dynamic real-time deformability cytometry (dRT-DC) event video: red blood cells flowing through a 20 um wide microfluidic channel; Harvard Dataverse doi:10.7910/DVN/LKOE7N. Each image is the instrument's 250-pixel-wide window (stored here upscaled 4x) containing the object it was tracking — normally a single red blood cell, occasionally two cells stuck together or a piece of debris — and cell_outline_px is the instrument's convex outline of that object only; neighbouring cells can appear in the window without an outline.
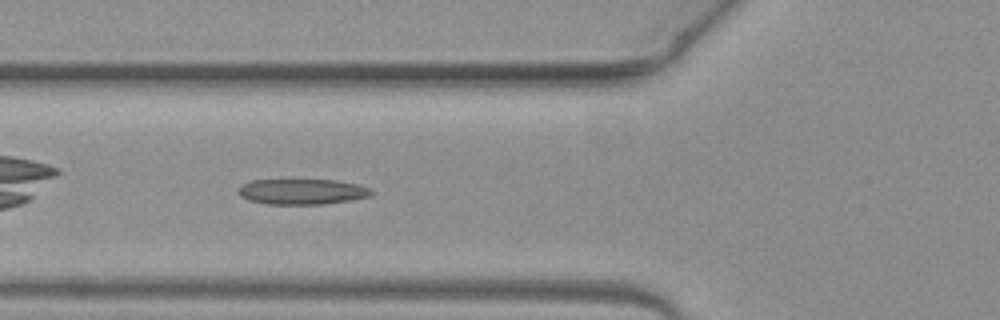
{"species": "common noctule bat (a hibernating species)", "species_latin": "Nyctalus noctula", "temperature_condition": "warm", "stored_images_in_passage": 34, "camera_frame_rate_fps": 3000, "um_per_image_px": 0.085, "animal": {"sex": "female", "body_mass_g": 19.3, "forearm_length_mm": 54.1}, "frame": {"image": 1, "passage_image": 5, "time_ms": 1.333, "image_size_px": [1000, 320], "cell_outline_px": [[372, 196], [352, 200], [320, 204], [264, 204], [248, 200], [240, 196], [236, 192], [236, 188], [240, 184], [252, 180], [336, 180], [356, 184], [368, 188], [372, 192]], "centroid_in_image_um": [25.59, 16.29], "position_along_channel_um": 100.2, "area_um2": 19.94}}
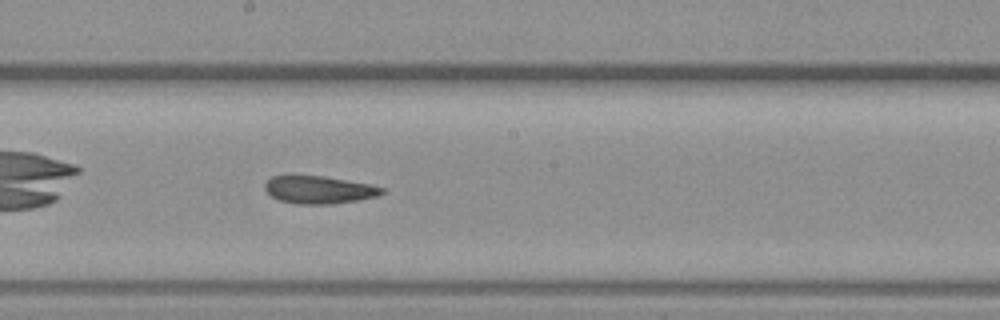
{"frame": {"image": 2, "passage_image": 14, "time_ms": 4.333, "image_size_px": [1000, 320], "cell_outline_px": [[384, 192], [376, 196], [356, 200], [332, 204], [300, 204], [280, 200], [272, 196], [264, 188], [264, 184], [272, 176], [292, 172], [324, 176], [368, 184], [384, 188]], "centroid_in_image_um": [27.02, 16.08], "position_along_channel_um": 221.2, "area_um2": 19.25}}
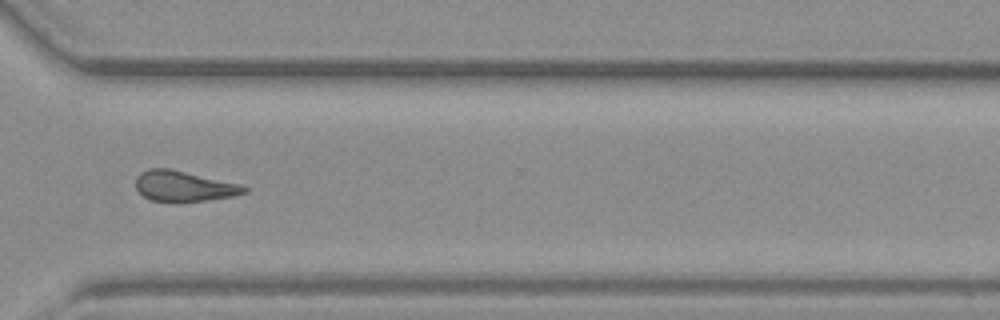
{"frame": {"image": 3, "passage_image": 24, "time_ms": 7.667, "image_size_px": [1000, 320], "cell_outline_px": [[248, 192], [232, 196], [204, 200], [152, 200], [144, 196], [136, 188], [136, 176], [140, 172], [148, 168], [168, 168], [240, 184], [248, 188]], "centroid_in_image_um": [15.61, 15.79], "position_along_channel_um": 355.0, "area_um2": 18.73}}